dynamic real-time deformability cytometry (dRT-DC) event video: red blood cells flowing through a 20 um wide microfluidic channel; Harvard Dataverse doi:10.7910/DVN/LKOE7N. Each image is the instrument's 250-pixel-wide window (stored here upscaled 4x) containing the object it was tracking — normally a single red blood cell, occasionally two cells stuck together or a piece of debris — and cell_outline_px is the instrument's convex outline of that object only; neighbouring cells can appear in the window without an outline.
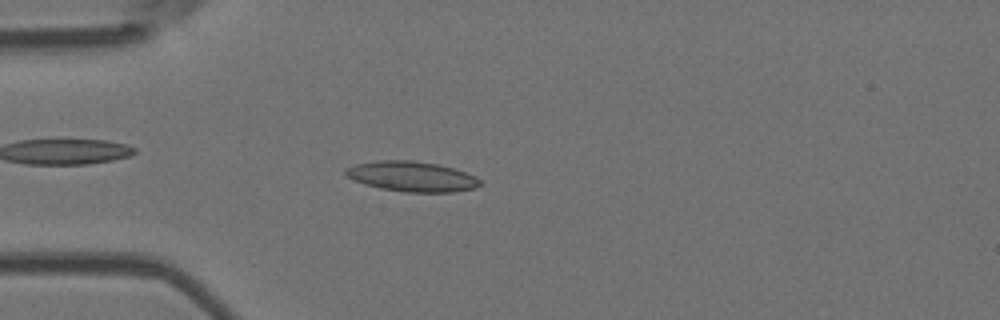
{"species": "Egyptian fruit bat (a non-hibernating species)", "species_latin": "Rousettus aegyptiacus", "temperature_condition": "room temperature", "stored_images_in_passage": 54, "camera_frame_rate_fps": 3000, "um_per_image_px": 0.085, "animal": {"sex": "female"}, "frame": {"image": 1, "passage_image": 14, "time_ms": 4.333, "image_size_px": [1000, 320], "cell_outline_px": [[480, 184], [476, 188], [452, 192], [404, 192], [380, 188], [364, 184], [344, 176], [344, 168], [356, 164], [376, 160], [412, 160], [436, 164], [452, 168], [476, 176], [480, 180]], "centroid_in_image_um": [34.95, 15.0], "position_along_channel_um": 50.0, "area_um2": 23.7}}
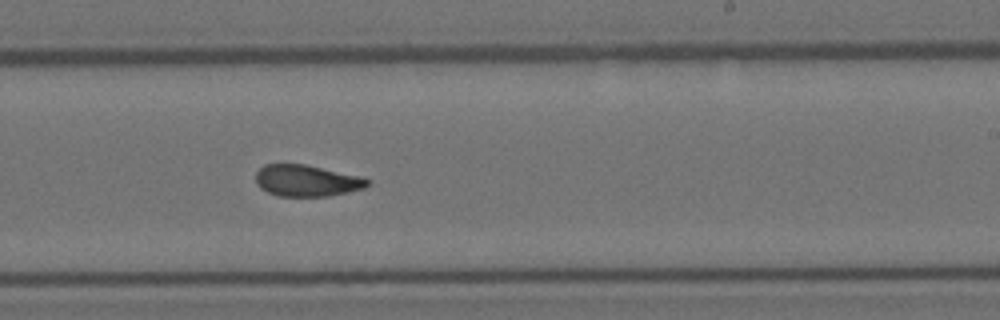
{"frame": {"image": 2, "passage_image": 32, "time_ms": 10.333, "image_size_px": [1000, 320], "cell_outline_px": [[372, 180], [364, 188], [348, 192], [328, 196], [280, 196], [268, 192], [260, 188], [256, 184], [256, 172], [264, 164], [304, 164], [356, 176]], "centroid_in_image_um": [26.02, 15.36], "position_along_channel_um": 263.0, "area_um2": 20.23}}
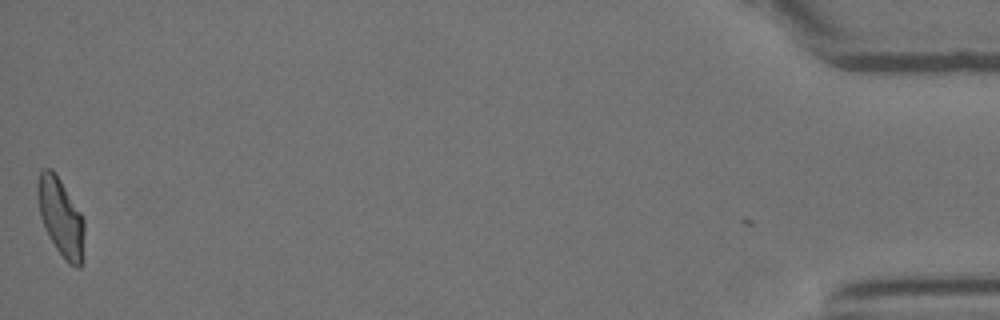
{"frame": {"image": 3, "passage_image": 53, "time_ms": 17.333, "image_size_px": [1000, 320], "cell_outline_px": [[84, 260], [80, 268], [76, 268], [68, 264], [56, 248], [44, 228], [40, 216], [36, 196], [36, 184], [40, 172], [44, 168], [52, 168], [56, 172], [80, 212], [84, 220]], "centroid_in_image_um": [5.17, 18.48], "position_along_channel_um": 430.0, "area_um2": 21.73}, "authors_computed_cell_mechanics": {"area_um2": 21.3282, "velocity_mm_per_s": 3.7474, "shape_relaxation_time_tau1_ms": 9.5437, "shape_relaxation_time_tau2_ms": 1.8923, "deformation_change_tau1": 0.2161, "deformation_change_tau2": 0.0768}}